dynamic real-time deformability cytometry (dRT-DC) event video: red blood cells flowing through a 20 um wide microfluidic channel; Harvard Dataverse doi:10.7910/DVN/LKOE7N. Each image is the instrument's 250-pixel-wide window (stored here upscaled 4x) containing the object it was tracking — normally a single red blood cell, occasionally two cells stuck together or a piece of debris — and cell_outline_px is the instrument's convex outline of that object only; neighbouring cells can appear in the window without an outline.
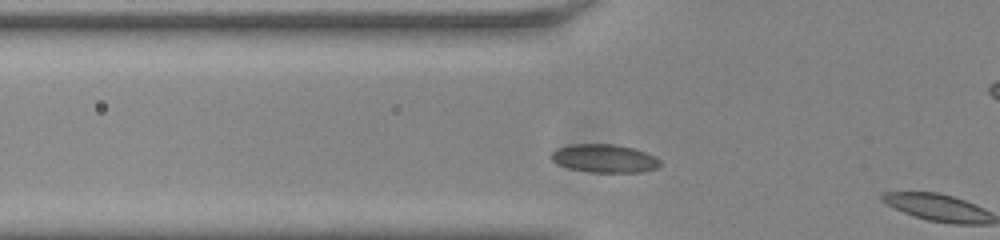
{"species": "common noctule bat (a hibernating species)", "species_latin": "Nyctalus noctula", "temperature_condition": "room temperature", "stored_images_in_passage": 3, "camera_frame_rate_fps": 3000, "um_per_image_px": 0.085, "animal": {"sex": "male", "body_mass_g": 20.0, "forearm_length_mm": 53.3}, "frame": {"image": 1, "passage_image": 2, "time_ms": 0.333, "image_size_px": [1000, 240], "cell_outline_px": [[660, 164], [656, 168], [640, 172], [588, 172], [568, 168], [556, 164], [548, 156], [556, 148], [572, 144], [616, 144], [632, 148], [656, 156], [660, 160]], "centroid_in_image_um": [51.32, 13.46], "position_along_channel_um": 74.5, "area_um2": 18.03}}